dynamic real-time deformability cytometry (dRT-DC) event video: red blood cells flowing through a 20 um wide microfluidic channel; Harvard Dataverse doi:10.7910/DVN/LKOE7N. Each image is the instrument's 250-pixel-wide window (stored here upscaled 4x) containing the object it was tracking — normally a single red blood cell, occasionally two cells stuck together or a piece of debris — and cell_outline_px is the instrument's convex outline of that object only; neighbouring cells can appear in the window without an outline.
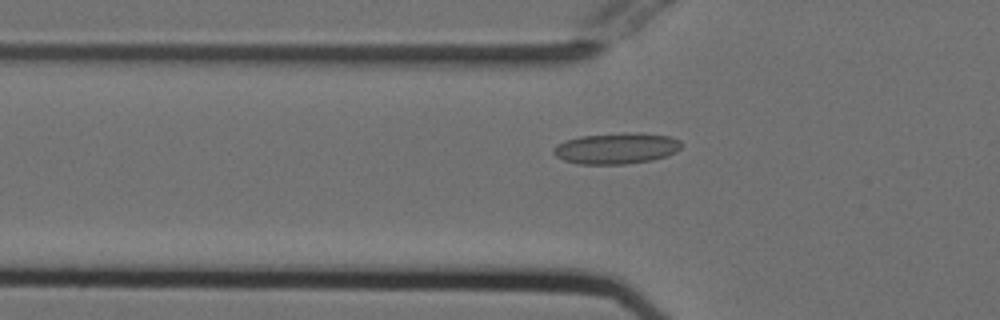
{"species": "Egyptian fruit bat (a non-hibernating species)", "species_latin": "Rousettus aegyptiacus", "temperature_condition": "cold", "stored_images_in_passage": 38, "camera_frame_rate_fps": 3000, "um_per_image_px": 0.085, "animal": {"sex": "female"}, "frame": {"image": 1, "passage_image": 2, "time_ms": 0.333, "image_size_px": [1000, 320], "cell_outline_px": [[680, 148], [676, 152], [668, 156], [652, 160], [624, 164], [576, 164], [564, 160], [556, 156], [552, 152], [552, 148], [556, 144], [580, 136], [628, 132], [640, 132], [672, 136], [680, 140]], "centroid_in_image_um": [52.41, 12.6], "position_along_channel_um": 73.4, "area_um2": 23.41}}
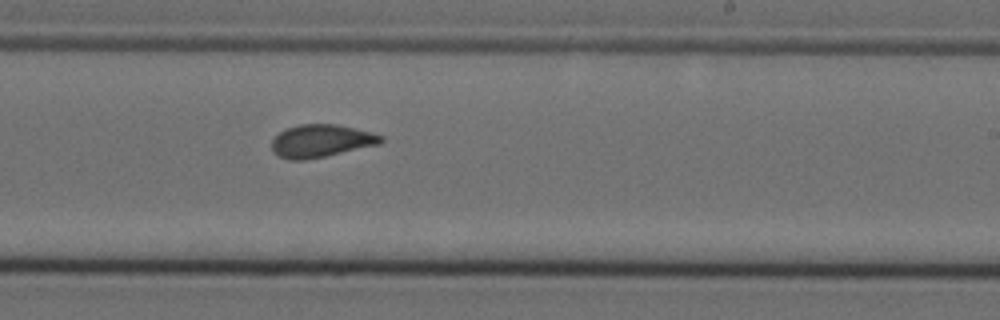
{"frame": {"image": 2, "passage_image": 17, "time_ms": 5.333, "image_size_px": [1000, 320], "cell_outline_px": [[384, 140], [380, 144], [324, 156], [304, 160], [288, 160], [272, 152], [272, 140], [280, 132], [288, 128], [300, 124], [336, 124], [372, 132], [384, 136]], "centroid_in_image_um": [27.3, 11.97], "position_along_channel_um": 261.7, "area_um2": 20.69}}
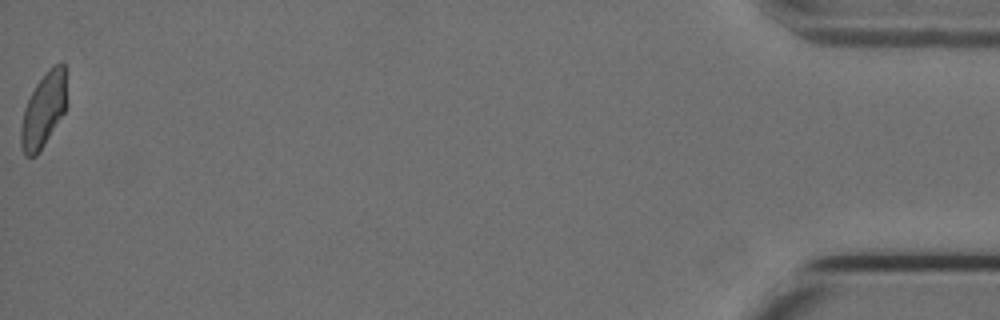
{"frame": {"image": 3, "passage_image": 38, "time_ms": 12.333, "image_size_px": [1000, 320], "cell_outline_px": [[68, 104], [64, 112], [40, 152], [36, 156], [24, 156], [20, 144], [20, 128], [24, 108], [36, 84], [52, 64], [64, 64]], "centroid_in_image_um": [3.71, 9.37], "position_along_channel_um": 431.5, "area_um2": 20.06}, "authors_computed_cell_mechanics": {"area_um2": 20.6635, "velocity_mm_per_s": 3.7495, "shape_relaxation_time_tau1_ms": 10.736, "shape_relaxation_time_tau2_ms": 1.0352, "deformation_change_tau1": 0.1782, "deformation_change_tau2": 0.0582}}